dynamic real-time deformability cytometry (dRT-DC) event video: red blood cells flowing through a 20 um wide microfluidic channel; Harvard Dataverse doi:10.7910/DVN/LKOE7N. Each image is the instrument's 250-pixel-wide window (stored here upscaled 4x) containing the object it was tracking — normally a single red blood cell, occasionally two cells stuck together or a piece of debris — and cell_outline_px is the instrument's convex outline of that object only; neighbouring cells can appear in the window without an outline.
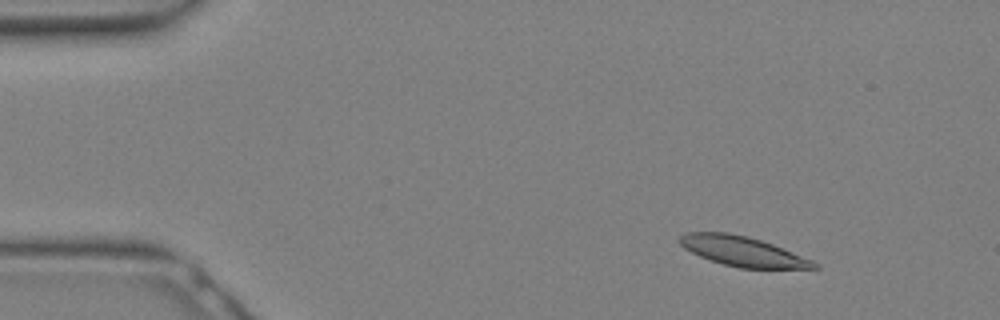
{"species": "Egyptian fruit bat (a non-hibernating species)", "species_latin": "Rousettus aegyptiacus", "temperature_condition": "warm", "stored_images_in_passage": 15, "camera_frame_rate_fps": 3000, "um_per_image_px": 0.085, "animal": {"sex": "female"}, "frame": {"image": 1, "passage_image": 4, "time_ms": 1.0, "image_size_px": [1000, 320], "cell_outline_px": [[820, 268], [740, 268], [724, 264], [700, 256], [684, 248], [680, 244], [680, 236], [688, 232], [728, 232], [748, 236], [772, 244], [812, 260], [820, 264]], "centroid_in_image_um": [63.13, 21.36], "position_along_channel_um": 21.9, "area_um2": 23.0}}
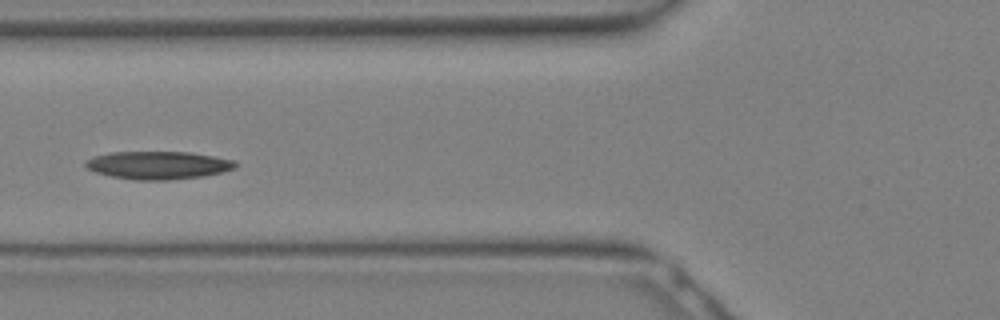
{"frame": {"image": 2, "passage_image": 12, "time_ms": 3.667, "image_size_px": [1000, 320], "cell_outline_px": [[236, 168], [204, 176], [168, 180], [132, 180], [112, 176], [96, 172], [84, 168], [84, 160], [92, 156], [108, 152], [192, 152], [236, 160]], "centroid_in_image_um": [13.4, 14.03], "position_along_channel_um": 112.4, "area_um2": 24.68}}
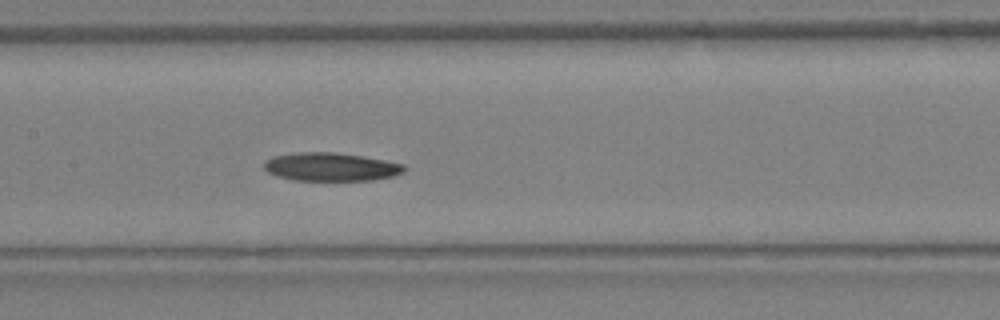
{"frame": {"image": 3, "passage_image": 15, "time_ms": 4.667, "image_size_px": [1000, 320], "cell_outline_px": [[408, 168], [404, 172], [392, 176], [372, 180], [292, 180], [276, 176], [268, 172], [264, 168], [264, 160], [276, 156], [296, 152], [336, 152], [364, 156], [404, 164]], "centroid_in_image_um": [28.13, 14.18], "position_along_channel_um": 179.3, "area_um2": 23.24}}